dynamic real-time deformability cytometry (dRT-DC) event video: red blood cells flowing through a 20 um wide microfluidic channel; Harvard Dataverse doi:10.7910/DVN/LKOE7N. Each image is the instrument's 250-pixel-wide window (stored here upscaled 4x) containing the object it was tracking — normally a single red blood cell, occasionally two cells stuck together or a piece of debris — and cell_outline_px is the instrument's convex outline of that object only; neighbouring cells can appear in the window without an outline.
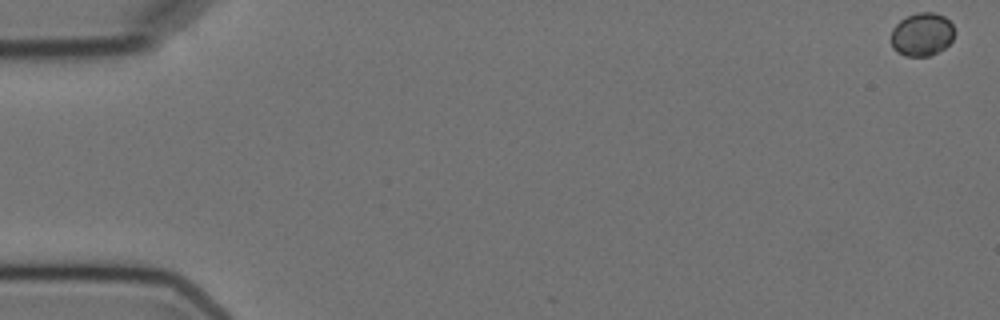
{"species": "Egyptian fruit bat (a non-hibernating species)", "species_latin": "Rousettus aegyptiacus", "temperature_condition": "cold", "stored_images_in_passage": 8, "camera_frame_rate_fps": 3000, "um_per_image_px": 0.085, "animal": {"sex": "female"}, "frame": {"image": 1, "passage_image": 1, "time_ms": 0.0, "image_size_px": [1000, 320], "cell_outline_px": [[956, 32], [952, 40], [944, 48], [928, 56], [904, 56], [896, 52], [892, 48], [892, 28], [900, 20], [916, 12], [932, 12], [944, 16], [952, 24]], "centroid_in_image_um": [78.37, 2.92], "position_along_channel_um": 6.6, "area_um2": 16.07}}
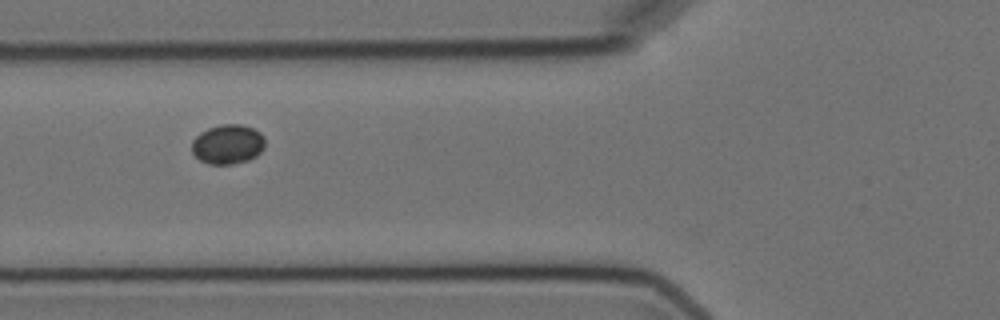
{"frame": {"image": 2, "passage_image": 6, "time_ms": 7.0, "image_size_px": [1000, 320], "cell_outline_px": [[264, 148], [256, 156], [248, 160], [232, 164], [208, 164], [200, 160], [192, 152], [192, 140], [200, 132], [208, 128], [220, 124], [240, 124], [252, 128], [260, 132], [264, 136]], "centroid_in_image_um": [19.35, 12.25], "position_along_channel_um": 106.4, "area_um2": 16.94}}
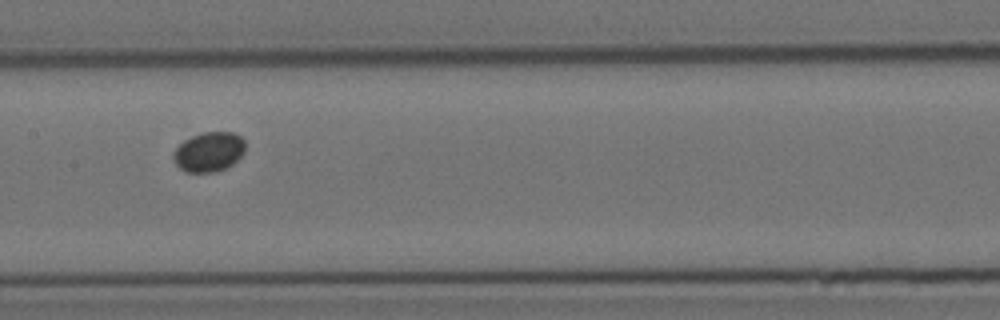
{"frame": {"image": 3, "passage_image": 8, "time_ms": 9.333, "image_size_px": [1000, 320], "cell_outline_px": [[244, 152], [232, 164], [216, 172], [184, 172], [172, 160], [172, 152], [184, 140], [200, 132], [232, 132], [240, 136], [244, 140]], "centroid_in_image_um": [17.72, 12.9], "position_along_channel_um": 189.7, "area_um2": 16.65}}